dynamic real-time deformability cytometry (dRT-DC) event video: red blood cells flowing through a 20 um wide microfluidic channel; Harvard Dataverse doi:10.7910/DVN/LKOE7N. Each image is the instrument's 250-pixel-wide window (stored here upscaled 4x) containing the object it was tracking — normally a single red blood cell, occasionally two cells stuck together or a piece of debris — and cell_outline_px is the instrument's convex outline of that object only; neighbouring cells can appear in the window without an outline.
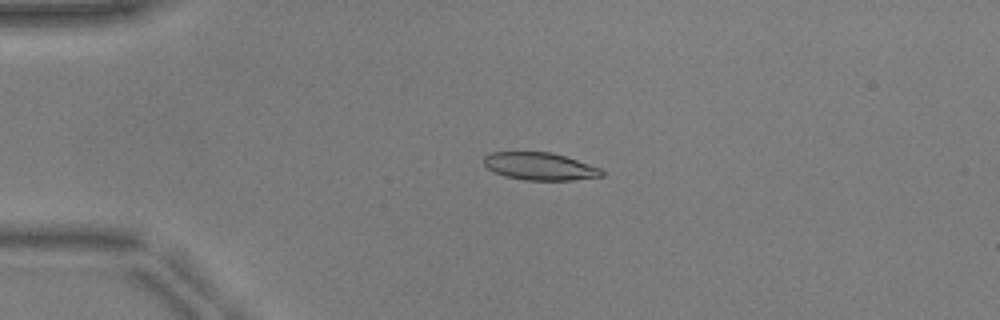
{"species": "common noctule bat (a hibernating species)", "species_latin": "Nyctalus noctula", "temperature_condition": "warm", "stored_images_in_passage": 17, "camera_frame_rate_fps": 3000, "um_per_image_px": 0.085, "animal": {"sex": "male", "body_mass_g": 17.9, "forearm_length_mm": 54.2}, "frame": {"image": 1, "passage_image": 1, "time_ms": 0.0, "image_size_px": [1000, 320], "cell_outline_px": [[604, 176], [572, 180], [524, 180], [504, 176], [488, 168], [484, 164], [484, 156], [492, 152], [552, 152], [600, 168], [604, 172]], "centroid_in_image_um": [45.88, 14.14], "position_along_channel_um": 39.1, "area_um2": 18.79}}
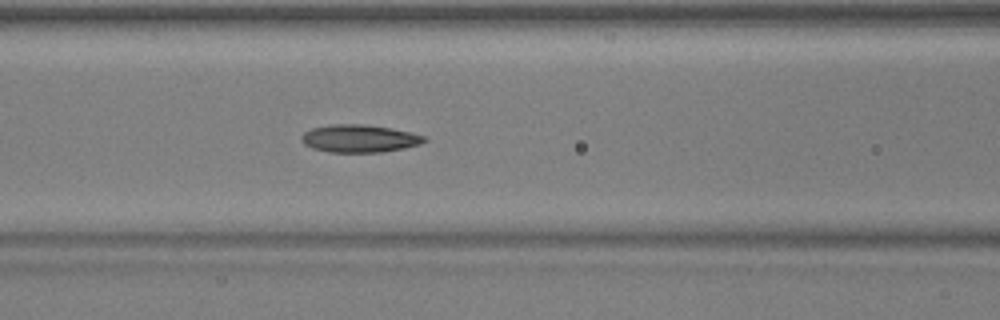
{"frame": {"image": 2, "passage_image": 11, "time_ms": 3.333, "image_size_px": [1000, 320], "cell_outline_px": [[428, 140], [420, 144], [404, 148], [384, 152], [328, 152], [312, 148], [304, 144], [300, 140], [300, 136], [304, 132], [312, 128], [328, 124], [364, 124], [392, 128], [424, 136]], "centroid_in_image_um": [30.51, 11.77], "position_along_channel_um": 136.1, "area_um2": 19.94}}
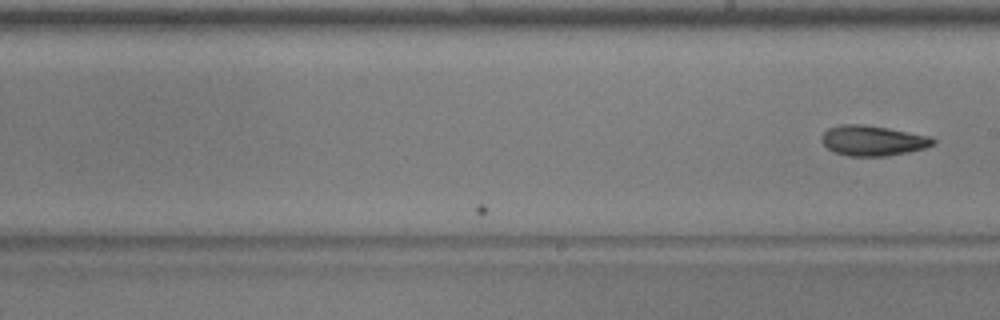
{"frame": {"image": 3, "passage_image": 17, "time_ms": 5.333, "image_size_px": [1000, 320], "cell_outline_px": [[936, 144], [924, 148], [908, 152], [888, 156], [848, 156], [836, 152], [828, 148], [820, 140], [820, 136], [828, 128], [840, 124], [864, 124], [888, 128], [932, 136], [936, 140]], "centroid_in_image_um": [74.2, 11.94], "position_along_channel_um": 214.8, "area_um2": 19.83}}